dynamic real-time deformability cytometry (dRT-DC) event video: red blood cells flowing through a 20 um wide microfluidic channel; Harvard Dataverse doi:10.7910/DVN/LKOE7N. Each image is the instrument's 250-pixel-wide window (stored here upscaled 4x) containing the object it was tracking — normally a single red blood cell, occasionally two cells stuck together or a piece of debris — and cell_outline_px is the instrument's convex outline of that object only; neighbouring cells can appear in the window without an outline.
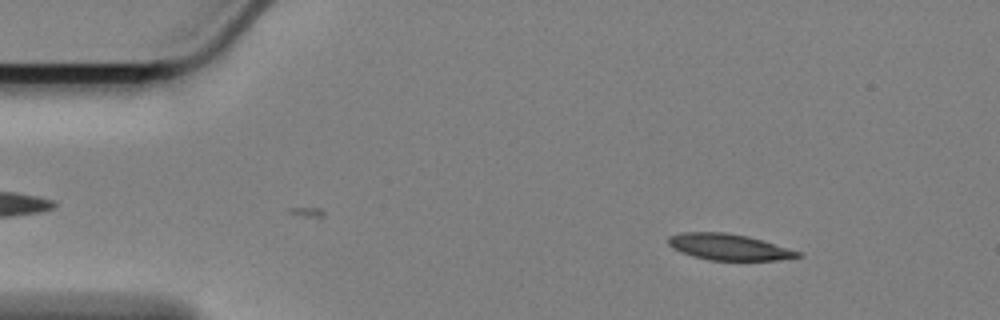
{"species": "Egyptian fruit bat (a non-hibernating species)", "species_latin": "Rousettus aegyptiacus", "temperature_condition": "cold", "stored_images_in_passage": 50, "camera_frame_rate_fps": 3000, "um_per_image_px": 0.085, "animal": {"sex": "female"}, "frame": {"image": 1, "passage_image": 7, "time_ms": 2.0, "image_size_px": [1000, 320], "cell_outline_px": [[804, 256], [776, 260], [708, 260], [692, 256], [680, 252], [672, 248], [668, 244], [668, 236], [680, 232], [724, 232], [748, 236], [800, 252]], "centroid_in_image_um": [61.88, 20.99], "position_along_channel_um": 23.1, "area_um2": 19.71}}
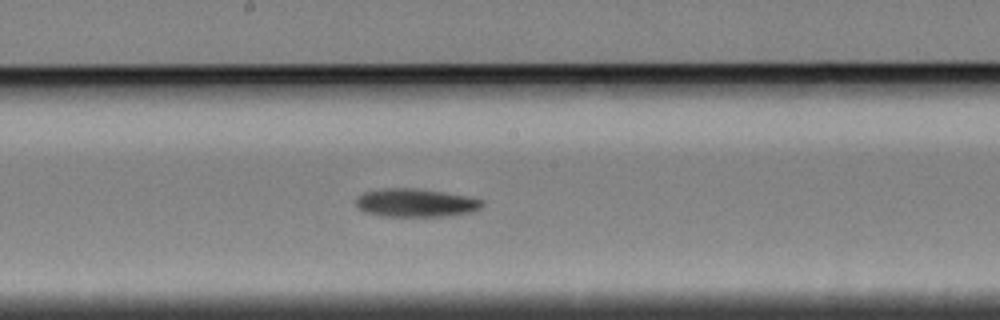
{"frame": {"image": 2, "passage_image": 30, "time_ms": 9.667, "image_size_px": [1000, 320], "cell_outline_px": [[484, 204], [480, 208], [472, 212], [444, 216], [384, 216], [364, 212], [356, 208], [352, 200], [356, 196], [364, 192], [380, 188], [416, 188], [444, 192], [468, 196], [484, 200]], "centroid_in_image_um": [35.27, 17.23], "position_along_channel_um": 212.9, "area_um2": 21.21}}
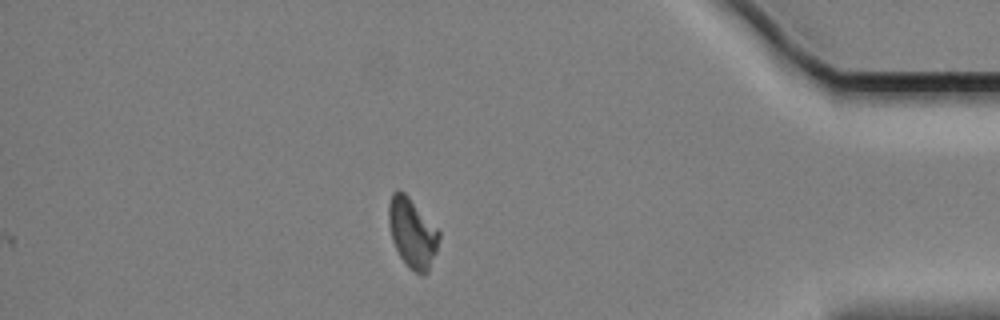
{"frame": {"image": 3, "passage_image": 50, "time_ms": 16.333, "image_size_px": [1000, 320], "cell_outline_px": [[440, 236], [436, 252], [428, 272], [424, 276], [408, 268], [400, 256], [392, 240], [388, 224], [388, 204], [392, 192], [396, 188], [404, 192], [408, 196], [440, 232]], "centroid_in_image_um": [35.02, 19.8], "position_along_channel_um": 400.2, "area_um2": 20.46}, "authors_computed_cell_mechanics": {"area_um2": 20.4323, "velocity_mm_per_s": 3.3697, "shape_relaxation_time_tau1_ms": 7.5813, "shape_relaxation_time_tau2_ms": null, "deformation_change_tau1": 0.1559, "deformation_change_tau2": null}}